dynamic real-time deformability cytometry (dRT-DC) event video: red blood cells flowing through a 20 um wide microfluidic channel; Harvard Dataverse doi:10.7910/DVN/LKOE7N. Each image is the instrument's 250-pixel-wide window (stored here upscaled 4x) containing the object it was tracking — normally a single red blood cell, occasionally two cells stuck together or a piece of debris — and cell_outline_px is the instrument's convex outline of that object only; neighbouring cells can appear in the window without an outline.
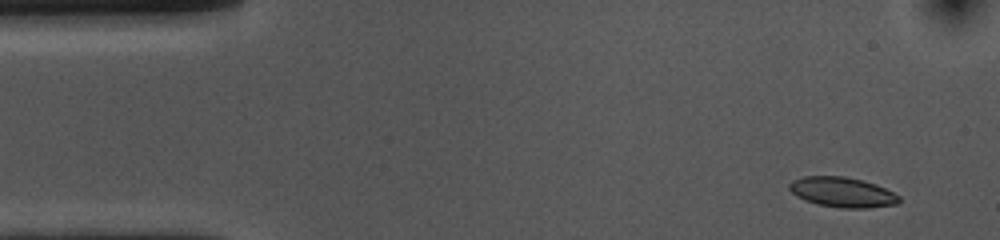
{"species": "common noctule bat (a hibernating species)", "species_latin": "Nyctalus noctula", "temperature_condition": "cold", "stored_images_in_passage": 51, "camera_frame_rate_fps": 3000, "um_per_image_px": 0.085, "animal": {"sex": "female", "body_mass_g": 10.0, "forearm_length_mm": 53.1}, "frame": {"image": 1, "passage_image": 1, "time_ms": 0.0, "image_size_px": [1000, 240], "cell_outline_px": [[900, 200], [896, 204], [868, 208], [840, 208], [816, 204], [804, 200], [796, 196], [788, 188], [788, 184], [792, 180], [804, 176], [844, 176], [876, 184], [900, 196]], "centroid_in_image_um": [71.56, 16.34], "position_along_channel_um": 13.4, "area_um2": 19.25}}
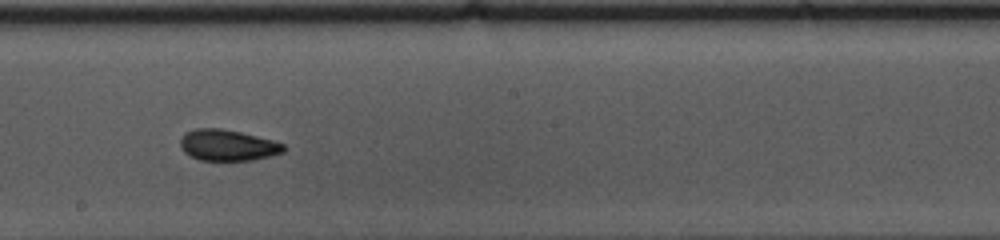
{"frame": {"image": 2, "passage_image": 26, "time_ms": 8.333, "image_size_px": [1000, 240], "cell_outline_px": [[288, 148], [284, 152], [272, 156], [252, 160], [200, 160], [184, 152], [180, 148], [180, 140], [184, 132], [196, 128], [220, 128], [240, 132], [272, 140], [284, 144]], "centroid_in_image_um": [19.36, 12.34], "position_along_channel_um": 228.8, "area_um2": 18.84}}
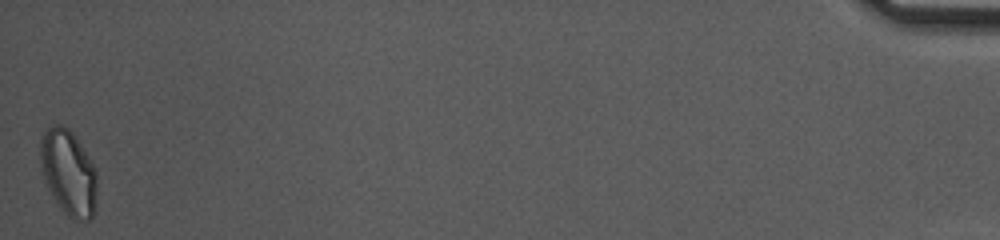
{"frame": {"image": 3, "passage_image": 51, "time_ms": 16.667, "image_size_px": [1000, 240], "cell_outline_px": [[96, 212], [88, 220], [84, 220], [68, 216], [60, 208], [48, 188], [44, 176], [40, 160], [40, 140], [44, 132], [48, 128], [56, 124], [60, 124], [68, 128], [72, 132], [96, 168]], "centroid_in_image_um": [5.83, 14.66], "position_along_channel_um": 429.4, "area_um2": 27.98}, "authors_computed_cell_mechanics": {"area_um2": 19.2474, "velocity_mm_per_s": 3.6347, "shape_relaxation_time_tau1_ms": 5.6596, "shape_relaxation_time_tau2_ms": 1.4516, "deformation_change_tau1": 0.1526, "deformation_change_tau2": 0.0552}}